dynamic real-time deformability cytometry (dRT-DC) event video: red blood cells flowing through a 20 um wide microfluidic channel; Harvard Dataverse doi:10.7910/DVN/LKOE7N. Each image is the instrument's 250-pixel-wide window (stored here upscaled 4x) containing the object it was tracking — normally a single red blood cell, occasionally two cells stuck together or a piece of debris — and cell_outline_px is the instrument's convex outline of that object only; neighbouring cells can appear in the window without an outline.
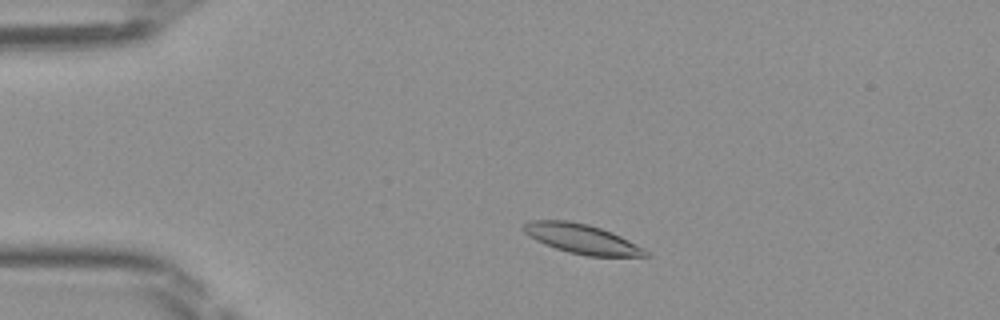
{"species": "Egyptian fruit bat (a non-hibernating species)", "species_latin": "Rousettus aegyptiacus", "temperature_condition": "room temperature", "stored_images_in_passage": 44, "camera_frame_rate_fps": 3000, "um_per_image_px": 0.085, "frame": {"image": 1, "passage_image": 6, "time_ms": 1.667, "image_size_px": [1000, 320], "cell_outline_px": [[652, 256], [588, 256], [568, 252], [544, 244], [528, 236], [520, 228], [528, 220], [568, 220], [588, 224], [612, 232], [644, 248]], "centroid_in_image_um": [49.42, 20.29], "position_along_channel_um": 35.6, "area_um2": 21.04}}
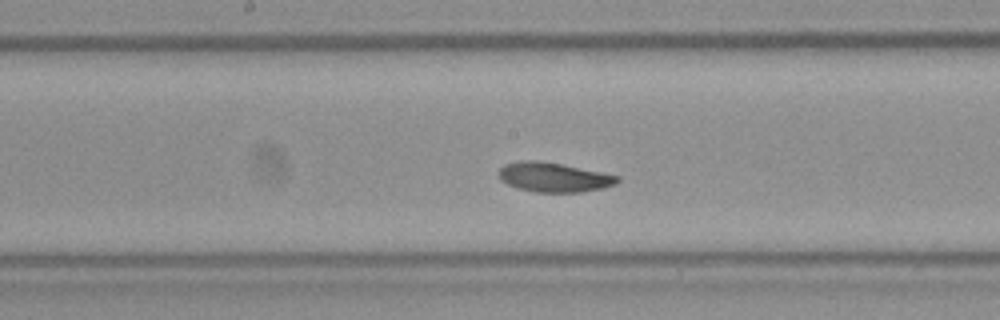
{"frame": {"image": 2, "passage_image": 21, "time_ms": 6.667, "image_size_px": [1000, 320], "cell_outline_px": [[620, 180], [616, 184], [604, 188], [580, 192], [536, 192], [516, 188], [500, 180], [496, 172], [504, 164], [520, 160], [536, 160], [560, 164], [620, 176]], "centroid_in_image_um": [47.03, 15.07], "position_along_channel_um": 201.2, "area_um2": 20.46}}
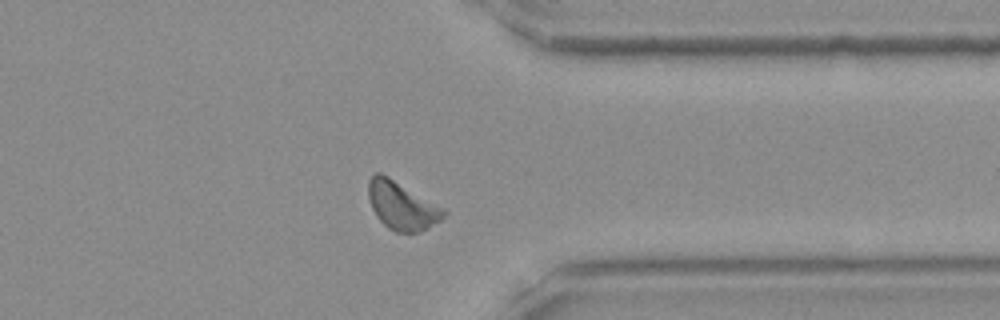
{"frame": {"image": 3, "passage_image": 34, "time_ms": 11.0, "image_size_px": [1000, 320], "cell_outline_px": [[448, 212], [440, 220], [428, 228], [420, 232], [396, 232], [388, 228], [376, 216], [372, 208], [368, 196], [368, 180], [372, 172], [380, 172], [388, 176], [444, 208]], "centroid_in_image_um": [34.13, 17.46], "position_along_channel_um": 377.3, "area_um2": 21.1}}